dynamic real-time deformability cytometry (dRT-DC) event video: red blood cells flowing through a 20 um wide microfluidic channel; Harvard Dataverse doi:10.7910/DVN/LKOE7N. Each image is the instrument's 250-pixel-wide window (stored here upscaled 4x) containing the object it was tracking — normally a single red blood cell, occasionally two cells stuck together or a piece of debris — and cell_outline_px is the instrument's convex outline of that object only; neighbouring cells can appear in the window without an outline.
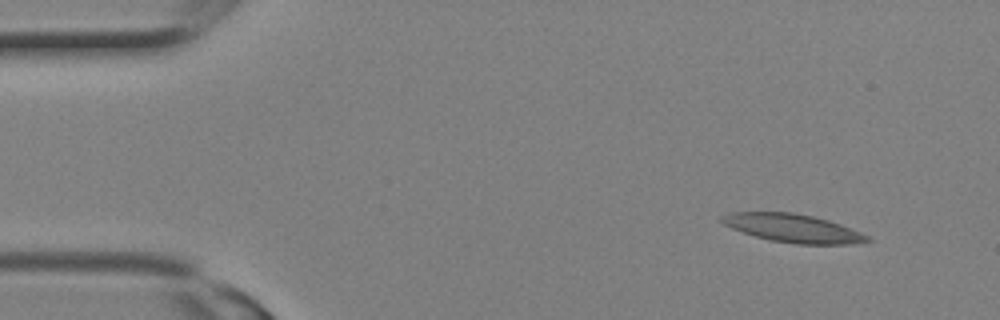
{"species": "Egyptian fruit bat (a non-hibernating species)", "species_latin": "Rousettus aegyptiacus", "temperature_condition": "room temperature", "stored_images_in_passage": 2, "camera_frame_rate_fps": 3000, "um_per_image_px": 0.085, "animal": {"sex": "female"}, "frame": {"image": 1, "passage_image": 1, "time_ms": 0.0, "image_size_px": [1000, 320], "cell_outline_px": [[872, 240], [848, 244], [796, 244], [772, 240], [756, 236], [732, 228], [724, 224], [720, 220], [720, 216], [728, 212], [792, 212], [812, 216], [828, 220], [840, 224], [860, 232], [868, 236]], "centroid_in_image_um": [67.37, 19.38], "position_along_channel_um": 17.6, "area_um2": 23.7}}